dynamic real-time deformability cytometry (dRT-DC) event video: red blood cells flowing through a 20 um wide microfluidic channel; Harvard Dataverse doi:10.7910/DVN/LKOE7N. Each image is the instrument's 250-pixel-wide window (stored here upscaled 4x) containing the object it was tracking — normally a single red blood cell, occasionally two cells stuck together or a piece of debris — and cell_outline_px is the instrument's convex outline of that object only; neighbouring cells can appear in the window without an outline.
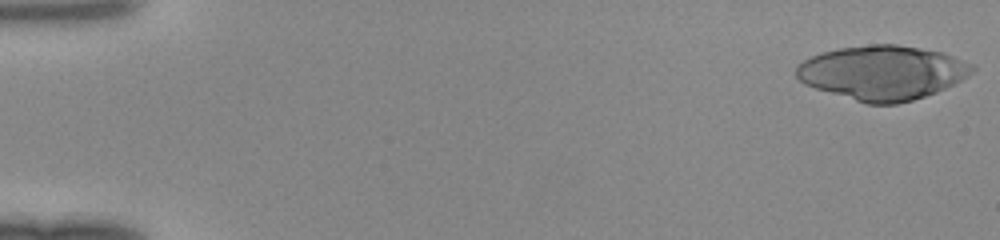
{"species": "human", "species_latin": "Homo sapiens", "temperature_condition": "room temperature", "stored_images_in_passage": 24, "camera_frame_rate_fps": 3000, "um_per_image_px": 0.085, "donor": {"sex": "female"}, "frame": {"image": 1, "passage_image": 1, "time_ms": 0.0, "image_size_px": [1000, 240], "cell_outline_px": [[976, 68], [968, 76], [936, 92], [912, 100], [896, 104], [868, 104], [816, 88], [804, 84], [796, 76], [796, 68], [804, 60], [820, 52], [840, 48], [872, 44], [896, 44], [920, 48], [940, 52], [976, 64]], "centroid_in_image_um": [75.02, 6.16], "position_along_channel_um": 10.0, "area_um2": 55.26}}